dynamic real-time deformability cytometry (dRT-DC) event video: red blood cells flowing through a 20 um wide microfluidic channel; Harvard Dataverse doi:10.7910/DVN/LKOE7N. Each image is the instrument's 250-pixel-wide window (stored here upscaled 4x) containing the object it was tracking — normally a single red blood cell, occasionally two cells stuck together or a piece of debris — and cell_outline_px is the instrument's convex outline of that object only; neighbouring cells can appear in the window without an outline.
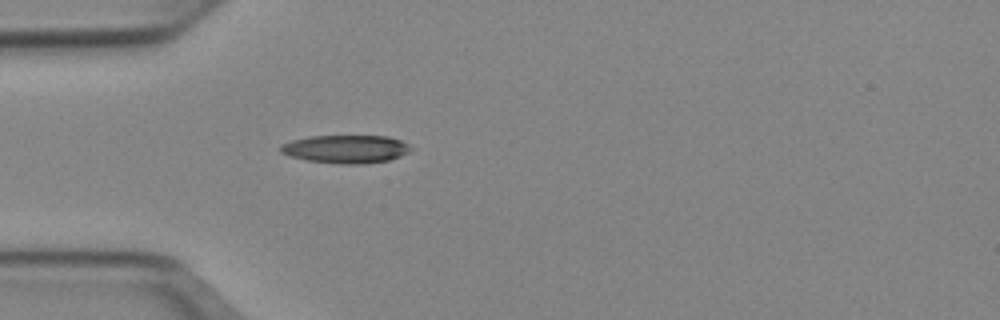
{"species": "Egyptian fruit bat (a non-hibernating species)", "species_latin": "Rousettus aegyptiacus", "temperature_condition": "cold", "stored_images_in_passage": 37, "camera_frame_rate_fps": 3000, "um_per_image_px": 0.085, "animal": {"sex": "female"}, "frame": {"image": 1, "passage_image": 1, "time_ms": 0.0, "image_size_px": [1000, 320], "cell_outline_px": [[412, 148], [408, 152], [400, 156], [388, 160], [360, 164], [340, 164], [308, 160], [292, 156], [280, 152], [280, 144], [292, 140], [312, 136], [388, 136], [400, 140], [408, 144]], "centroid_in_image_um": [29.4, 12.66], "position_along_channel_um": 55.6, "area_um2": 21.15}}
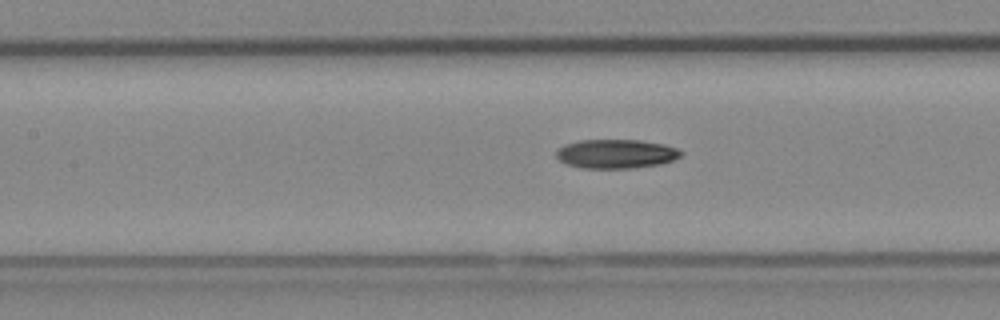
{"frame": {"image": 2, "passage_image": 9, "time_ms": 2.667, "image_size_px": [1000, 320], "cell_outline_px": [[684, 156], [660, 164], [632, 168], [584, 168], [568, 164], [560, 160], [556, 156], [556, 152], [564, 144], [580, 140], [640, 140], [664, 144], [676, 148], [684, 152]], "centroid_in_image_um": [52.41, 13.07], "position_along_channel_um": 155.0, "area_um2": 21.1}}
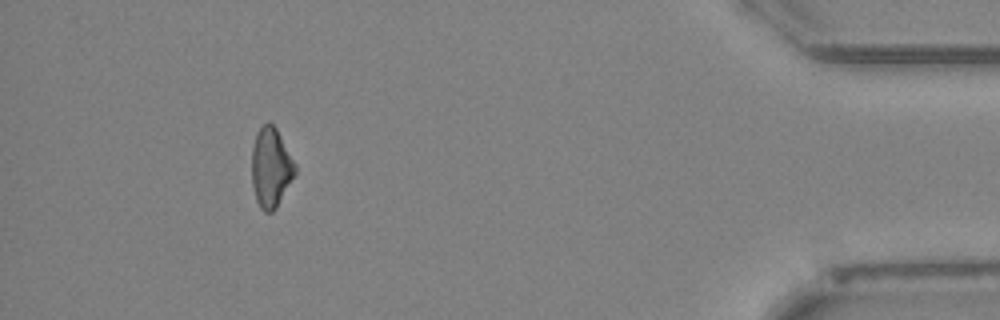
{"frame": {"image": 3, "passage_image": 33, "time_ms": 10.667, "image_size_px": [1000, 320], "cell_outline_px": [[296, 172], [276, 208], [272, 212], [264, 212], [260, 208], [256, 200], [252, 184], [252, 148], [256, 132], [268, 120], [276, 128], [296, 164]], "centroid_in_image_um": [23.01, 14.24], "position_along_channel_um": 412.2, "area_um2": 20.06}, "authors_computed_cell_mechanics": {"area_um2": 20.6924, "velocity_mm_per_s": 3.955, "shape_relaxation_time_tau1_ms": null, "shape_relaxation_time_tau2_ms": 9.8449, "deformation_change_tau1": null, "deformation_change_tau2": 0.2295}}